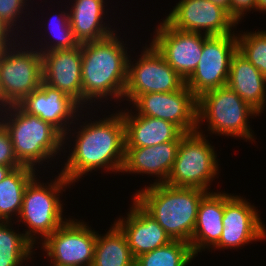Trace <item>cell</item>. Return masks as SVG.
I'll list each match as a JSON object with an SVG mask.
<instances>
[{"label": "cell", "mask_w": 266, "mask_h": 266, "mask_svg": "<svg viewBox=\"0 0 266 266\" xmlns=\"http://www.w3.org/2000/svg\"><path fill=\"white\" fill-rule=\"evenodd\" d=\"M227 86L258 113L266 106V77L238 50L232 57Z\"/></svg>", "instance_id": "cell-22"}, {"label": "cell", "mask_w": 266, "mask_h": 266, "mask_svg": "<svg viewBox=\"0 0 266 266\" xmlns=\"http://www.w3.org/2000/svg\"><path fill=\"white\" fill-rule=\"evenodd\" d=\"M256 4L257 0H230V16L238 24L246 12L256 9Z\"/></svg>", "instance_id": "cell-32"}, {"label": "cell", "mask_w": 266, "mask_h": 266, "mask_svg": "<svg viewBox=\"0 0 266 266\" xmlns=\"http://www.w3.org/2000/svg\"><path fill=\"white\" fill-rule=\"evenodd\" d=\"M36 170L22 165L12 169L0 182V221H10L13 215L19 216L25 188L36 176Z\"/></svg>", "instance_id": "cell-24"}, {"label": "cell", "mask_w": 266, "mask_h": 266, "mask_svg": "<svg viewBox=\"0 0 266 266\" xmlns=\"http://www.w3.org/2000/svg\"><path fill=\"white\" fill-rule=\"evenodd\" d=\"M105 235L97 234L92 266H132L135 258L121 229L114 223Z\"/></svg>", "instance_id": "cell-25"}, {"label": "cell", "mask_w": 266, "mask_h": 266, "mask_svg": "<svg viewBox=\"0 0 266 266\" xmlns=\"http://www.w3.org/2000/svg\"><path fill=\"white\" fill-rule=\"evenodd\" d=\"M242 33L237 35L238 51L266 77V31Z\"/></svg>", "instance_id": "cell-29"}, {"label": "cell", "mask_w": 266, "mask_h": 266, "mask_svg": "<svg viewBox=\"0 0 266 266\" xmlns=\"http://www.w3.org/2000/svg\"><path fill=\"white\" fill-rule=\"evenodd\" d=\"M253 116H259V113L227 85L197 98V130L206 120L210 133L241 137L250 142L254 141L249 125V118Z\"/></svg>", "instance_id": "cell-5"}, {"label": "cell", "mask_w": 266, "mask_h": 266, "mask_svg": "<svg viewBox=\"0 0 266 266\" xmlns=\"http://www.w3.org/2000/svg\"><path fill=\"white\" fill-rule=\"evenodd\" d=\"M225 209V193L207 192L199 205L197 220L190 246L195 256L198 252L214 247L223 232V215ZM197 254V255H196Z\"/></svg>", "instance_id": "cell-21"}, {"label": "cell", "mask_w": 266, "mask_h": 266, "mask_svg": "<svg viewBox=\"0 0 266 266\" xmlns=\"http://www.w3.org/2000/svg\"><path fill=\"white\" fill-rule=\"evenodd\" d=\"M43 82L69 95L82 107L81 43L42 54Z\"/></svg>", "instance_id": "cell-17"}, {"label": "cell", "mask_w": 266, "mask_h": 266, "mask_svg": "<svg viewBox=\"0 0 266 266\" xmlns=\"http://www.w3.org/2000/svg\"><path fill=\"white\" fill-rule=\"evenodd\" d=\"M11 170L12 168L9 166L0 165V182L4 180V178L9 174Z\"/></svg>", "instance_id": "cell-35"}, {"label": "cell", "mask_w": 266, "mask_h": 266, "mask_svg": "<svg viewBox=\"0 0 266 266\" xmlns=\"http://www.w3.org/2000/svg\"><path fill=\"white\" fill-rule=\"evenodd\" d=\"M25 43L1 48L0 110L20 103L43 82L42 54Z\"/></svg>", "instance_id": "cell-7"}, {"label": "cell", "mask_w": 266, "mask_h": 266, "mask_svg": "<svg viewBox=\"0 0 266 266\" xmlns=\"http://www.w3.org/2000/svg\"><path fill=\"white\" fill-rule=\"evenodd\" d=\"M237 50L236 34L205 35L198 66L185 81L196 98L227 84L231 60Z\"/></svg>", "instance_id": "cell-11"}, {"label": "cell", "mask_w": 266, "mask_h": 266, "mask_svg": "<svg viewBox=\"0 0 266 266\" xmlns=\"http://www.w3.org/2000/svg\"><path fill=\"white\" fill-rule=\"evenodd\" d=\"M0 122L8 130L15 156L22 165L36 169L37 164L49 162L65 148L64 135L57 128L25 112L18 104L2 108Z\"/></svg>", "instance_id": "cell-4"}, {"label": "cell", "mask_w": 266, "mask_h": 266, "mask_svg": "<svg viewBox=\"0 0 266 266\" xmlns=\"http://www.w3.org/2000/svg\"><path fill=\"white\" fill-rule=\"evenodd\" d=\"M48 21L50 22V24L48 25L49 27L47 30H49L51 33V35L49 36V39L50 37H52V35L53 37L52 39H50L51 42L49 40L48 43L47 41H45V44L41 43L44 46L40 45V42H39L38 46L42 48L38 49V46L35 47L41 54L50 52L53 50L74 48L79 44V42L73 36V32L70 26L68 11H63V12L61 11L60 14L56 13L55 15L53 13L51 19H49Z\"/></svg>", "instance_id": "cell-28"}, {"label": "cell", "mask_w": 266, "mask_h": 266, "mask_svg": "<svg viewBox=\"0 0 266 266\" xmlns=\"http://www.w3.org/2000/svg\"><path fill=\"white\" fill-rule=\"evenodd\" d=\"M180 141H169L155 146L125 148L121 173L147 174L158 177L155 183H165L176 159Z\"/></svg>", "instance_id": "cell-20"}, {"label": "cell", "mask_w": 266, "mask_h": 266, "mask_svg": "<svg viewBox=\"0 0 266 266\" xmlns=\"http://www.w3.org/2000/svg\"><path fill=\"white\" fill-rule=\"evenodd\" d=\"M255 208L240 195L225 193L224 228L219 242L212 249H238L266 238V227Z\"/></svg>", "instance_id": "cell-15"}, {"label": "cell", "mask_w": 266, "mask_h": 266, "mask_svg": "<svg viewBox=\"0 0 266 266\" xmlns=\"http://www.w3.org/2000/svg\"><path fill=\"white\" fill-rule=\"evenodd\" d=\"M27 2L28 0H0V17L14 31L18 27L16 22L23 20L19 18H21L23 12H26L23 10H26Z\"/></svg>", "instance_id": "cell-30"}, {"label": "cell", "mask_w": 266, "mask_h": 266, "mask_svg": "<svg viewBox=\"0 0 266 266\" xmlns=\"http://www.w3.org/2000/svg\"><path fill=\"white\" fill-rule=\"evenodd\" d=\"M132 104L138 115L170 121L184 133L197 130V98L186 85L174 92L141 94Z\"/></svg>", "instance_id": "cell-12"}, {"label": "cell", "mask_w": 266, "mask_h": 266, "mask_svg": "<svg viewBox=\"0 0 266 266\" xmlns=\"http://www.w3.org/2000/svg\"><path fill=\"white\" fill-rule=\"evenodd\" d=\"M206 137L201 129L186 133L181 138L166 184L209 192L211 182L219 173V167L214 146H211Z\"/></svg>", "instance_id": "cell-8"}, {"label": "cell", "mask_w": 266, "mask_h": 266, "mask_svg": "<svg viewBox=\"0 0 266 266\" xmlns=\"http://www.w3.org/2000/svg\"><path fill=\"white\" fill-rule=\"evenodd\" d=\"M149 46L144 47L138 61H133L135 64L131 56L128 57L123 100L130 101V104L141 94L174 92L185 85L182 77L170 67L157 49L151 43Z\"/></svg>", "instance_id": "cell-9"}, {"label": "cell", "mask_w": 266, "mask_h": 266, "mask_svg": "<svg viewBox=\"0 0 266 266\" xmlns=\"http://www.w3.org/2000/svg\"><path fill=\"white\" fill-rule=\"evenodd\" d=\"M58 175L51 180L52 183L46 184L40 180L38 182L35 176L25 188L21 211L17 217L20 220L17 222L28 225L29 230L27 228L24 234L34 245L38 242L36 239L41 237V243L68 220L63 218V203L59 199V193L65 191L67 186L70 187L71 183L61 173Z\"/></svg>", "instance_id": "cell-6"}, {"label": "cell", "mask_w": 266, "mask_h": 266, "mask_svg": "<svg viewBox=\"0 0 266 266\" xmlns=\"http://www.w3.org/2000/svg\"><path fill=\"white\" fill-rule=\"evenodd\" d=\"M196 257L189 243L172 240L135 258L137 266H188Z\"/></svg>", "instance_id": "cell-27"}, {"label": "cell", "mask_w": 266, "mask_h": 266, "mask_svg": "<svg viewBox=\"0 0 266 266\" xmlns=\"http://www.w3.org/2000/svg\"><path fill=\"white\" fill-rule=\"evenodd\" d=\"M117 32L101 40L81 43L82 108L85 104L93 107V102H102L109 96L116 101L123 99L129 54L127 42Z\"/></svg>", "instance_id": "cell-2"}, {"label": "cell", "mask_w": 266, "mask_h": 266, "mask_svg": "<svg viewBox=\"0 0 266 266\" xmlns=\"http://www.w3.org/2000/svg\"><path fill=\"white\" fill-rule=\"evenodd\" d=\"M154 31L151 44L184 81L198 66L205 34L185 32L170 26L164 19Z\"/></svg>", "instance_id": "cell-14"}, {"label": "cell", "mask_w": 266, "mask_h": 266, "mask_svg": "<svg viewBox=\"0 0 266 266\" xmlns=\"http://www.w3.org/2000/svg\"><path fill=\"white\" fill-rule=\"evenodd\" d=\"M0 165L9 166L12 169L22 166L15 156L11 137L8 130L0 122Z\"/></svg>", "instance_id": "cell-31"}, {"label": "cell", "mask_w": 266, "mask_h": 266, "mask_svg": "<svg viewBox=\"0 0 266 266\" xmlns=\"http://www.w3.org/2000/svg\"><path fill=\"white\" fill-rule=\"evenodd\" d=\"M10 223L0 221V266H21L32 259L35 246L24 233L13 230Z\"/></svg>", "instance_id": "cell-26"}, {"label": "cell", "mask_w": 266, "mask_h": 266, "mask_svg": "<svg viewBox=\"0 0 266 266\" xmlns=\"http://www.w3.org/2000/svg\"><path fill=\"white\" fill-rule=\"evenodd\" d=\"M126 217L114 223L127 239L134 258L168 244L172 239L134 199ZM126 218V219H125Z\"/></svg>", "instance_id": "cell-18"}, {"label": "cell", "mask_w": 266, "mask_h": 266, "mask_svg": "<svg viewBox=\"0 0 266 266\" xmlns=\"http://www.w3.org/2000/svg\"><path fill=\"white\" fill-rule=\"evenodd\" d=\"M68 219L40 243L50 266H92L98 233L84 221Z\"/></svg>", "instance_id": "cell-10"}, {"label": "cell", "mask_w": 266, "mask_h": 266, "mask_svg": "<svg viewBox=\"0 0 266 266\" xmlns=\"http://www.w3.org/2000/svg\"><path fill=\"white\" fill-rule=\"evenodd\" d=\"M214 4H217L226 9L230 14V0H209Z\"/></svg>", "instance_id": "cell-34"}, {"label": "cell", "mask_w": 266, "mask_h": 266, "mask_svg": "<svg viewBox=\"0 0 266 266\" xmlns=\"http://www.w3.org/2000/svg\"><path fill=\"white\" fill-rule=\"evenodd\" d=\"M108 116L82 122L77 128L73 150L60 172L71 184L92 170L121 172L125 157L123 117L119 111Z\"/></svg>", "instance_id": "cell-1"}, {"label": "cell", "mask_w": 266, "mask_h": 266, "mask_svg": "<svg viewBox=\"0 0 266 266\" xmlns=\"http://www.w3.org/2000/svg\"><path fill=\"white\" fill-rule=\"evenodd\" d=\"M104 4V0H73L71 9H67L73 36L79 43L101 40L116 31L103 21L108 10Z\"/></svg>", "instance_id": "cell-23"}, {"label": "cell", "mask_w": 266, "mask_h": 266, "mask_svg": "<svg viewBox=\"0 0 266 266\" xmlns=\"http://www.w3.org/2000/svg\"><path fill=\"white\" fill-rule=\"evenodd\" d=\"M266 12V0H257L255 11Z\"/></svg>", "instance_id": "cell-36"}, {"label": "cell", "mask_w": 266, "mask_h": 266, "mask_svg": "<svg viewBox=\"0 0 266 266\" xmlns=\"http://www.w3.org/2000/svg\"><path fill=\"white\" fill-rule=\"evenodd\" d=\"M126 110L119 111L125 126V148H140L169 141H181L186 134L170 121L138 115L137 112L134 114L131 112L132 109L126 108Z\"/></svg>", "instance_id": "cell-19"}, {"label": "cell", "mask_w": 266, "mask_h": 266, "mask_svg": "<svg viewBox=\"0 0 266 266\" xmlns=\"http://www.w3.org/2000/svg\"><path fill=\"white\" fill-rule=\"evenodd\" d=\"M165 21L177 30L208 36L235 34L237 25L226 9L209 0H181Z\"/></svg>", "instance_id": "cell-13"}, {"label": "cell", "mask_w": 266, "mask_h": 266, "mask_svg": "<svg viewBox=\"0 0 266 266\" xmlns=\"http://www.w3.org/2000/svg\"><path fill=\"white\" fill-rule=\"evenodd\" d=\"M207 191L155 183L139 189L133 199L165 230L172 240L190 243L198 208Z\"/></svg>", "instance_id": "cell-3"}, {"label": "cell", "mask_w": 266, "mask_h": 266, "mask_svg": "<svg viewBox=\"0 0 266 266\" xmlns=\"http://www.w3.org/2000/svg\"><path fill=\"white\" fill-rule=\"evenodd\" d=\"M13 33L16 32L0 17V48L11 46L18 41L17 35Z\"/></svg>", "instance_id": "cell-33"}, {"label": "cell", "mask_w": 266, "mask_h": 266, "mask_svg": "<svg viewBox=\"0 0 266 266\" xmlns=\"http://www.w3.org/2000/svg\"><path fill=\"white\" fill-rule=\"evenodd\" d=\"M18 105L25 112L38 116L57 128L64 135V144L67 142L65 140L70 138L67 135L71 134L72 130L75 131L73 128L71 129L70 125H73V123L76 125L75 119L80 118L81 110L84 111L69 95L59 89L50 87L44 82Z\"/></svg>", "instance_id": "cell-16"}]
</instances>
